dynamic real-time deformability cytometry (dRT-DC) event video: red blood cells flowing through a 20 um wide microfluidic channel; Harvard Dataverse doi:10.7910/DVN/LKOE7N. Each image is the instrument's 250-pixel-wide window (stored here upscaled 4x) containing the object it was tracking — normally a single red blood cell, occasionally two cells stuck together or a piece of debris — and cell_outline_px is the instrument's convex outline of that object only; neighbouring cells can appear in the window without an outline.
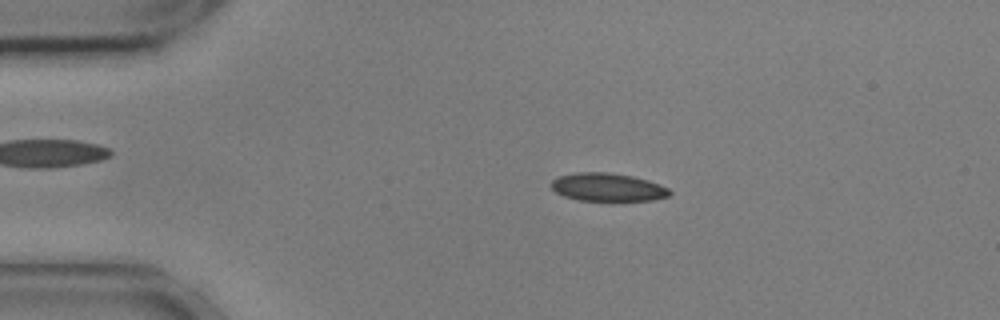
{"species": "common noctule bat (a hibernating species)", "species_latin": "Nyctalus noctula", "temperature_condition": "cold", "stored_images_in_passage": 54, "camera_frame_rate_fps": 3000, "um_per_image_px": 0.085, "animal": {"sex": "male", "body_mass_g": 17.9, "forearm_length_mm": 54.2}, "frame": {"image": 1, "passage_image": 10, "time_ms": 3.0, "image_size_px": [1000, 320], "cell_outline_px": [[672, 192], [668, 196], [652, 200], [580, 200], [564, 196], [556, 192], [548, 184], [556, 176], [576, 172], [608, 172], [632, 176], [648, 180], [668, 188]], "centroid_in_image_um": [51.6, 15.89], "position_along_channel_um": 33.4, "area_um2": 19.36}}
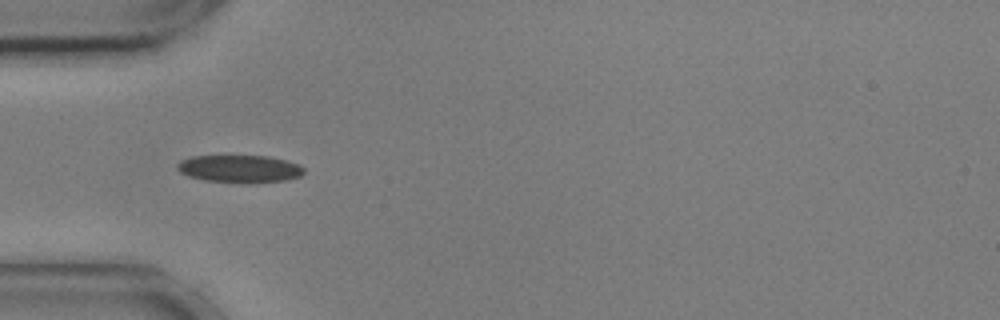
{"frame": {"image": 2, "passage_image": 16, "time_ms": 5.0, "image_size_px": [1000, 320], "cell_outline_px": [[304, 172], [300, 176], [288, 180], [248, 184], [204, 180], [188, 176], [180, 172], [176, 168], [176, 164], [180, 160], [192, 156], [268, 156], [300, 164], [304, 168]], "centroid_in_image_um": [20.37, 14.36], "position_along_channel_um": 64.6, "area_um2": 20.63}}
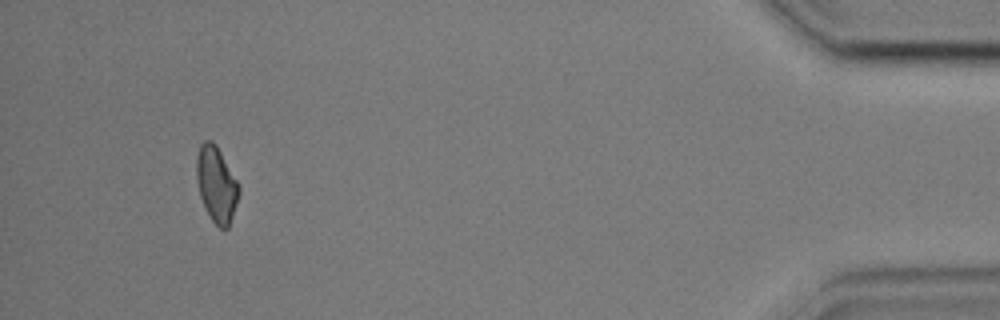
{"frame": {"image": 3, "passage_image": 51, "time_ms": 16.667, "image_size_px": [1000, 320], "cell_outline_px": [[240, 192], [228, 228], [220, 228], [212, 220], [204, 208], [200, 196], [196, 180], [196, 156], [200, 144], [204, 140], [212, 140], [216, 144], [240, 184]], "centroid_in_image_um": [18.39, 15.63], "position_along_channel_um": 416.8, "area_um2": 18.9}, "authors_computed_cell_mechanics": {"area_um2": 19.5942, "velocity_mm_per_s": 3.5984, "shape_relaxation_time_tau1_ms": null, "shape_relaxation_time_tau2_ms": 9.1177, "deformation_change_tau1": null, "deformation_change_tau2": 0.147}}